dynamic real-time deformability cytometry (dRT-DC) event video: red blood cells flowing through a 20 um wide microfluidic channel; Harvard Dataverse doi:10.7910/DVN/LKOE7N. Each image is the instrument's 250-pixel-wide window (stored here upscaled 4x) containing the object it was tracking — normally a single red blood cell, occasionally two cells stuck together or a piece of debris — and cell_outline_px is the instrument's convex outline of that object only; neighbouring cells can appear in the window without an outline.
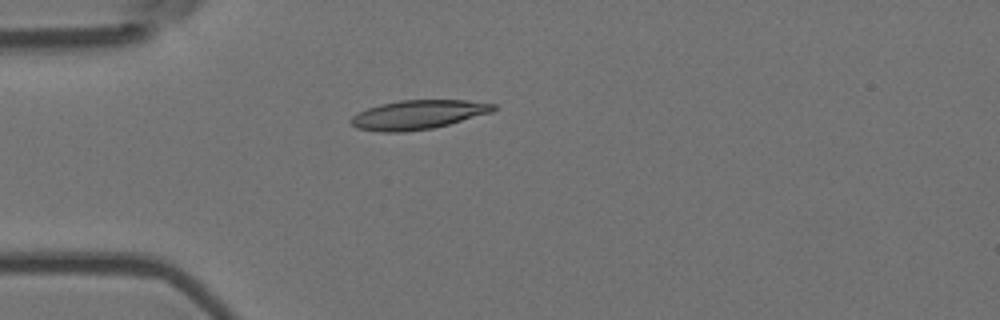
{"species": "Egyptian fruit bat (a non-hibernating species)", "species_latin": "Rousettus aegyptiacus", "temperature_condition": "room temperature", "stored_images_in_passage": 5, "camera_frame_rate_fps": 3000, "um_per_image_px": 0.085, "animal": {"sex": "female"}, "frame": {"image": 1, "passage_image": 4, "time_ms": 1.0, "image_size_px": [1000, 320], "cell_outline_px": [[496, 108], [492, 112], [448, 124], [432, 128], [404, 132], [380, 132], [356, 128], [348, 120], [352, 116], [368, 108], [380, 104], [400, 100], [464, 100], [496, 104]], "centroid_in_image_um": [35.51, 9.75], "position_along_channel_um": 49.5, "area_um2": 24.04}}